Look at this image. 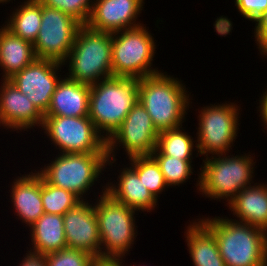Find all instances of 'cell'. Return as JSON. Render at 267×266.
I'll return each mask as SVG.
<instances>
[{
  "label": "cell",
  "mask_w": 267,
  "mask_h": 266,
  "mask_svg": "<svg viewBox=\"0 0 267 266\" xmlns=\"http://www.w3.org/2000/svg\"><path fill=\"white\" fill-rule=\"evenodd\" d=\"M10 1L12 0H0V4H3V3L7 4L8 2L10 3Z\"/></svg>",
  "instance_id": "cell-36"
},
{
  "label": "cell",
  "mask_w": 267,
  "mask_h": 266,
  "mask_svg": "<svg viewBox=\"0 0 267 266\" xmlns=\"http://www.w3.org/2000/svg\"><path fill=\"white\" fill-rule=\"evenodd\" d=\"M34 171V172H33ZM28 174L14 178L11 184V201L17 219L29 228L43 214L41 199V175L34 169Z\"/></svg>",
  "instance_id": "cell-17"
},
{
  "label": "cell",
  "mask_w": 267,
  "mask_h": 266,
  "mask_svg": "<svg viewBox=\"0 0 267 266\" xmlns=\"http://www.w3.org/2000/svg\"><path fill=\"white\" fill-rule=\"evenodd\" d=\"M151 156L159 164L168 188L179 187L181 184L188 182V179H191V175L194 173L192 160L166 156L158 148L152 152Z\"/></svg>",
  "instance_id": "cell-27"
},
{
  "label": "cell",
  "mask_w": 267,
  "mask_h": 266,
  "mask_svg": "<svg viewBox=\"0 0 267 266\" xmlns=\"http://www.w3.org/2000/svg\"><path fill=\"white\" fill-rule=\"evenodd\" d=\"M20 263L19 266H47L46 255L28 250Z\"/></svg>",
  "instance_id": "cell-33"
},
{
  "label": "cell",
  "mask_w": 267,
  "mask_h": 266,
  "mask_svg": "<svg viewBox=\"0 0 267 266\" xmlns=\"http://www.w3.org/2000/svg\"><path fill=\"white\" fill-rule=\"evenodd\" d=\"M139 79L110 77L90 85L88 116L107 140L138 101Z\"/></svg>",
  "instance_id": "cell-4"
},
{
  "label": "cell",
  "mask_w": 267,
  "mask_h": 266,
  "mask_svg": "<svg viewBox=\"0 0 267 266\" xmlns=\"http://www.w3.org/2000/svg\"><path fill=\"white\" fill-rule=\"evenodd\" d=\"M125 258H114V257H98L95 258L93 266H126L124 265ZM124 262V263H123Z\"/></svg>",
  "instance_id": "cell-34"
},
{
  "label": "cell",
  "mask_w": 267,
  "mask_h": 266,
  "mask_svg": "<svg viewBox=\"0 0 267 266\" xmlns=\"http://www.w3.org/2000/svg\"><path fill=\"white\" fill-rule=\"evenodd\" d=\"M148 30L145 24H142L112 33L111 56L114 77L141 79L162 72L157 67L153 68L152 61L157 46L153 34Z\"/></svg>",
  "instance_id": "cell-8"
},
{
  "label": "cell",
  "mask_w": 267,
  "mask_h": 266,
  "mask_svg": "<svg viewBox=\"0 0 267 266\" xmlns=\"http://www.w3.org/2000/svg\"><path fill=\"white\" fill-rule=\"evenodd\" d=\"M159 133L146 109L137 101L122 124L107 139L106 166L112 169L117 160L116 150L120 151L121 147L128 158L151 155L157 148Z\"/></svg>",
  "instance_id": "cell-11"
},
{
  "label": "cell",
  "mask_w": 267,
  "mask_h": 266,
  "mask_svg": "<svg viewBox=\"0 0 267 266\" xmlns=\"http://www.w3.org/2000/svg\"><path fill=\"white\" fill-rule=\"evenodd\" d=\"M2 26H0V68L3 71L1 73L3 80L11 78L34 62L37 57L31 42L23 40Z\"/></svg>",
  "instance_id": "cell-21"
},
{
  "label": "cell",
  "mask_w": 267,
  "mask_h": 266,
  "mask_svg": "<svg viewBox=\"0 0 267 266\" xmlns=\"http://www.w3.org/2000/svg\"><path fill=\"white\" fill-rule=\"evenodd\" d=\"M94 260L93 255L68 247L46 254L47 266H93Z\"/></svg>",
  "instance_id": "cell-29"
},
{
  "label": "cell",
  "mask_w": 267,
  "mask_h": 266,
  "mask_svg": "<svg viewBox=\"0 0 267 266\" xmlns=\"http://www.w3.org/2000/svg\"><path fill=\"white\" fill-rule=\"evenodd\" d=\"M234 2L242 17L252 23L267 11V0H234Z\"/></svg>",
  "instance_id": "cell-31"
},
{
  "label": "cell",
  "mask_w": 267,
  "mask_h": 266,
  "mask_svg": "<svg viewBox=\"0 0 267 266\" xmlns=\"http://www.w3.org/2000/svg\"><path fill=\"white\" fill-rule=\"evenodd\" d=\"M111 51L112 33L81 25L69 55L62 62L68 68L64 76L89 85L113 77Z\"/></svg>",
  "instance_id": "cell-5"
},
{
  "label": "cell",
  "mask_w": 267,
  "mask_h": 266,
  "mask_svg": "<svg viewBox=\"0 0 267 266\" xmlns=\"http://www.w3.org/2000/svg\"><path fill=\"white\" fill-rule=\"evenodd\" d=\"M229 102L210 104L198 109L199 123L195 137L198 155H205L206 158L226 154L235 146L233 144L240 126V105Z\"/></svg>",
  "instance_id": "cell-9"
},
{
  "label": "cell",
  "mask_w": 267,
  "mask_h": 266,
  "mask_svg": "<svg viewBox=\"0 0 267 266\" xmlns=\"http://www.w3.org/2000/svg\"><path fill=\"white\" fill-rule=\"evenodd\" d=\"M103 185L100 196L93 202L101 239V257L124 258L125 254H130L128 252L138 234L137 211L116 201Z\"/></svg>",
  "instance_id": "cell-6"
},
{
  "label": "cell",
  "mask_w": 267,
  "mask_h": 266,
  "mask_svg": "<svg viewBox=\"0 0 267 266\" xmlns=\"http://www.w3.org/2000/svg\"><path fill=\"white\" fill-rule=\"evenodd\" d=\"M3 82V83H2ZM0 86V127L11 131H27L42 127L44 115L8 79L1 80Z\"/></svg>",
  "instance_id": "cell-15"
},
{
  "label": "cell",
  "mask_w": 267,
  "mask_h": 266,
  "mask_svg": "<svg viewBox=\"0 0 267 266\" xmlns=\"http://www.w3.org/2000/svg\"><path fill=\"white\" fill-rule=\"evenodd\" d=\"M180 126L174 129L163 130L159 133L157 148L166 156L180 158L182 160H193V152L199 157L197 142ZM195 143V144H194ZM195 147V148H194Z\"/></svg>",
  "instance_id": "cell-25"
},
{
  "label": "cell",
  "mask_w": 267,
  "mask_h": 266,
  "mask_svg": "<svg viewBox=\"0 0 267 266\" xmlns=\"http://www.w3.org/2000/svg\"><path fill=\"white\" fill-rule=\"evenodd\" d=\"M145 0H94L86 25L92 29L115 33L142 25L137 17Z\"/></svg>",
  "instance_id": "cell-16"
},
{
  "label": "cell",
  "mask_w": 267,
  "mask_h": 266,
  "mask_svg": "<svg viewBox=\"0 0 267 266\" xmlns=\"http://www.w3.org/2000/svg\"><path fill=\"white\" fill-rule=\"evenodd\" d=\"M214 235L226 266H267V232L228 217H200Z\"/></svg>",
  "instance_id": "cell-1"
},
{
  "label": "cell",
  "mask_w": 267,
  "mask_h": 266,
  "mask_svg": "<svg viewBox=\"0 0 267 266\" xmlns=\"http://www.w3.org/2000/svg\"><path fill=\"white\" fill-rule=\"evenodd\" d=\"M29 231L32 242L29 250L46 255L67 247L62 215L44 213Z\"/></svg>",
  "instance_id": "cell-23"
},
{
  "label": "cell",
  "mask_w": 267,
  "mask_h": 266,
  "mask_svg": "<svg viewBox=\"0 0 267 266\" xmlns=\"http://www.w3.org/2000/svg\"><path fill=\"white\" fill-rule=\"evenodd\" d=\"M41 199L44 213L62 216L82 201L74 193L49 184L42 176Z\"/></svg>",
  "instance_id": "cell-28"
},
{
  "label": "cell",
  "mask_w": 267,
  "mask_h": 266,
  "mask_svg": "<svg viewBox=\"0 0 267 266\" xmlns=\"http://www.w3.org/2000/svg\"><path fill=\"white\" fill-rule=\"evenodd\" d=\"M67 247L101 257V239L94 204L82 200L63 215Z\"/></svg>",
  "instance_id": "cell-14"
},
{
  "label": "cell",
  "mask_w": 267,
  "mask_h": 266,
  "mask_svg": "<svg viewBox=\"0 0 267 266\" xmlns=\"http://www.w3.org/2000/svg\"><path fill=\"white\" fill-rule=\"evenodd\" d=\"M259 99V106L256 108H258V112L260 113L259 117H261L262 126H265L263 129L267 130V88L265 92L263 91Z\"/></svg>",
  "instance_id": "cell-35"
},
{
  "label": "cell",
  "mask_w": 267,
  "mask_h": 266,
  "mask_svg": "<svg viewBox=\"0 0 267 266\" xmlns=\"http://www.w3.org/2000/svg\"><path fill=\"white\" fill-rule=\"evenodd\" d=\"M62 67L61 62L37 58L8 80L20 92L26 94L27 98L44 115L50 106L56 86L62 78L61 75H58Z\"/></svg>",
  "instance_id": "cell-13"
},
{
  "label": "cell",
  "mask_w": 267,
  "mask_h": 266,
  "mask_svg": "<svg viewBox=\"0 0 267 266\" xmlns=\"http://www.w3.org/2000/svg\"><path fill=\"white\" fill-rule=\"evenodd\" d=\"M90 85L61 78L52 95L50 106L44 116H88Z\"/></svg>",
  "instance_id": "cell-19"
},
{
  "label": "cell",
  "mask_w": 267,
  "mask_h": 266,
  "mask_svg": "<svg viewBox=\"0 0 267 266\" xmlns=\"http://www.w3.org/2000/svg\"><path fill=\"white\" fill-rule=\"evenodd\" d=\"M41 129L58 153H107V140L89 116H44Z\"/></svg>",
  "instance_id": "cell-10"
},
{
  "label": "cell",
  "mask_w": 267,
  "mask_h": 266,
  "mask_svg": "<svg viewBox=\"0 0 267 266\" xmlns=\"http://www.w3.org/2000/svg\"><path fill=\"white\" fill-rule=\"evenodd\" d=\"M237 222L267 232V184L255 183L241 190L227 205Z\"/></svg>",
  "instance_id": "cell-20"
},
{
  "label": "cell",
  "mask_w": 267,
  "mask_h": 266,
  "mask_svg": "<svg viewBox=\"0 0 267 266\" xmlns=\"http://www.w3.org/2000/svg\"><path fill=\"white\" fill-rule=\"evenodd\" d=\"M42 4L63 11L78 20L87 23L94 0H39Z\"/></svg>",
  "instance_id": "cell-30"
},
{
  "label": "cell",
  "mask_w": 267,
  "mask_h": 266,
  "mask_svg": "<svg viewBox=\"0 0 267 266\" xmlns=\"http://www.w3.org/2000/svg\"><path fill=\"white\" fill-rule=\"evenodd\" d=\"M20 3L3 25L13 34L33 44L41 26L42 3L39 0H24Z\"/></svg>",
  "instance_id": "cell-24"
},
{
  "label": "cell",
  "mask_w": 267,
  "mask_h": 266,
  "mask_svg": "<svg viewBox=\"0 0 267 266\" xmlns=\"http://www.w3.org/2000/svg\"><path fill=\"white\" fill-rule=\"evenodd\" d=\"M166 73L162 71L139 79L138 101L159 132L183 126L193 100L181 79Z\"/></svg>",
  "instance_id": "cell-2"
},
{
  "label": "cell",
  "mask_w": 267,
  "mask_h": 266,
  "mask_svg": "<svg viewBox=\"0 0 267 266\" xmlns=\"http://www.w3.org/2000/svg\"><path fill=\"white\" fill-rule=\"evenodd\" d=\"M125 166L127 165L119 170L116 183L110 181L106 184V192L116 201L124 203L137 212L144 213L155 210L158 201L145 187L138 174L130 166Z\"/></svg>",
  "instance_id": "cell-18"
},
{
  "label": "cell",
  "mask_w": 267,
  "mask_h": 266,
  "mask_svg": "<svg viewBox=\"0 0 267 266\" xmlns=\"http://www.w3.org/2000/svg\"><path fill=\"white\" fill-rule=\"evenodd\" d=\"M81 25L71 15L42 4L41 26L33 43L36 57L62 63L69 55Z\"/></svg>",
  "instance_id": "cell-12"
},
{
  "label": "cell",
  "mask_w": 267,
  "mask_h": 266,
  "mask_svg": "<svg viewBox=\"0 0 267 266\" xmlns=\"http://www.w3.org/2000/svg\"><path fill=\"white\" fill-rule=\"evenodd\" d=\"M129 166L158 201L160 194L168 188L157 161L151 155L129 157ZM159 195V196H158Z\"/></svg>",
  "instance_id": "cell-26"
},
{
  "label": "cell",
  "mask_w": 267,
  "mask_h": 266,
  "mask_svg": "<svg viewBox=\"0 0 267 266\" xmlns=\"http://www.w3.org/2000/svg\"><path fill=\"white\" fill-rule=\"evenodd\" d=\"M254 37L259 53L267 58V11L255 22Z\"/></svg>",
  "instance_id": "cell-32"
},
{
  "label": "cell",
  "mask_w": 267,
  "mask_h": 266,
  "mask_svg": "<svg viewBox=\"0 0 267 266\" xmlns=\"http://www.w3.org/2000/svg\"><path fill=\"white\" fill-rule=\"evenodd\" d=\"M244 154L226 153L203 158L195 185L198 192L205 198L222 199L228 204L241 190L255 184L254 153Z\"/></svg>",
  "instance_id": "cell-3"
},
{
  "label": "cell",
  "mask_w": 267,
  "mask_h": 266,
  "mask_svg": "<svg viewBox=\"0 0 267 266\" xmlns=\"http://www.w3.org/2000/svg\"><path fill=\"white\" fill-rule=\"evenodd\" d=\"M187 251L193 266H226L214 235L197 219L185 229Z\"/></svg>",
  "instance_id": "cell-22"
},
{
  "label": "cell",
  "mask_w": 267,
  "mask_h": 266,
  "mask_svg": "<svg viewBox=\"0 0 267 266\" xmlns=\"http://www.w3.org/2000/svg\"><path fill=\"white\" fill-rule=\"evenodd\" d=\"M107 153H58L38 173L51 185L74 193L81 200L106 171ZM86 194V195H85ZM85 198V199H84Z\"/></svg>",
  "instance_id": "cell-7"
}]
</instances>
